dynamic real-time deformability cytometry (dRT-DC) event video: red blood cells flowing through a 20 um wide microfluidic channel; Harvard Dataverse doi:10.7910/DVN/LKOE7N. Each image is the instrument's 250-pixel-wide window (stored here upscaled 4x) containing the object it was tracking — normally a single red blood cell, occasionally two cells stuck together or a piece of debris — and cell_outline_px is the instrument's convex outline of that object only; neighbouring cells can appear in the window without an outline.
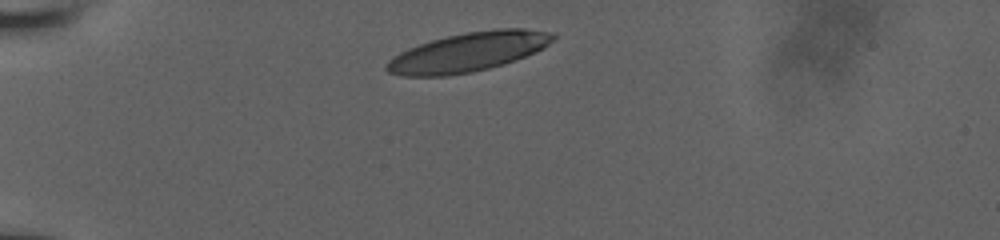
{"species": "human", "species_latin": "Homo sapiens", "temperature_condition": "room temperature", "stored_images_in_passage": 2, "camera_frame_rate_fps": 3000, "um_per_image_px": 0.085, "donor": {"sex": "male"}, "frame": {"image": 1, "passage_image": 1, "time_ms": 0.0, "image_size_px": [1000, 240], "cell_outline_px": [[556, 36], [544, 48], [536, 52], [516, 60], [504, 64], [472, 72], [448, 76], [400, 76], [388, 72], [384, 68], [384, 64], [392, 56], [408, 48], [432, 40], [464, 32], [496, 28], [524, 28], [556, 32]], "centroid_in_image_um": [39.81, 4.42], "position_along_channel_um": 45.2, "area_um2": 38.38}}